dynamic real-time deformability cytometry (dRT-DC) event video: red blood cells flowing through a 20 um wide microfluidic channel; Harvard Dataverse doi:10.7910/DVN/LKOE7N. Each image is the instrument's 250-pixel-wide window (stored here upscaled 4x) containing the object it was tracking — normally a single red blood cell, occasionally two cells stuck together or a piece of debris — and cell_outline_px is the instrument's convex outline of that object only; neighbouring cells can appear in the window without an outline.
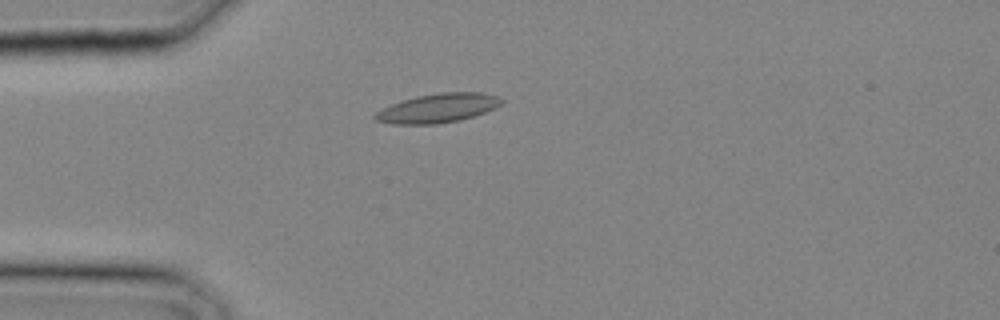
{"species": "common noctule bat (a hibernating species)", "species_latin": "Nyctalus noctula", "temperature_condition": "cold", "stored_images_in_passage": 11, "camera_frame_rate_fps": 3000, "um_per_image_px": 0.085, "animal": {"sex": "male", "body_mass_g": 20.4}, "frame": {"image": 1, "passage_image": 8, "time_ms": 2.333, "image_size_px": [1000, 320], "cell_outline_px": [[504, 100], [496, 108], [460, 120], [436, 124], [392, 124], [376, 120], [372, 116], [376, 112], [392, 104], [416, 96], [440, 92], [480, 92], [500, 96]], "centroid_in_image_um": [37.24, 9.18], "position_along_channel_um": 47.8, "area_um2": 21.33}}
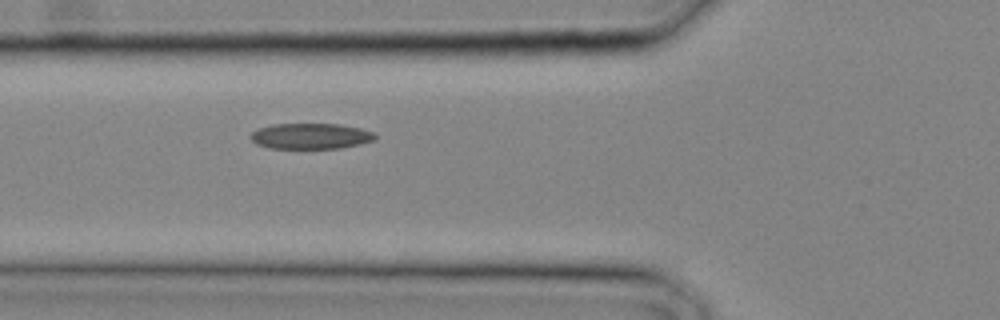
{"frame": {"image": 2, "passage_image": 11, "time_ms": 3.333, "image_size_px": [1000, 320], "cell_outline_px": [[376, 140], [360, 144], [340, 148], [268, 148], [256, 144], [248, 136], [252, 132], [260, 128], [272, 124], [340, 124], [360, 128], [372, 132], [376, 136]], "centroid_in_image_um": [26.4, 11.57], "position_along_channel_um": 99.4, "area_um2": 18.67}}